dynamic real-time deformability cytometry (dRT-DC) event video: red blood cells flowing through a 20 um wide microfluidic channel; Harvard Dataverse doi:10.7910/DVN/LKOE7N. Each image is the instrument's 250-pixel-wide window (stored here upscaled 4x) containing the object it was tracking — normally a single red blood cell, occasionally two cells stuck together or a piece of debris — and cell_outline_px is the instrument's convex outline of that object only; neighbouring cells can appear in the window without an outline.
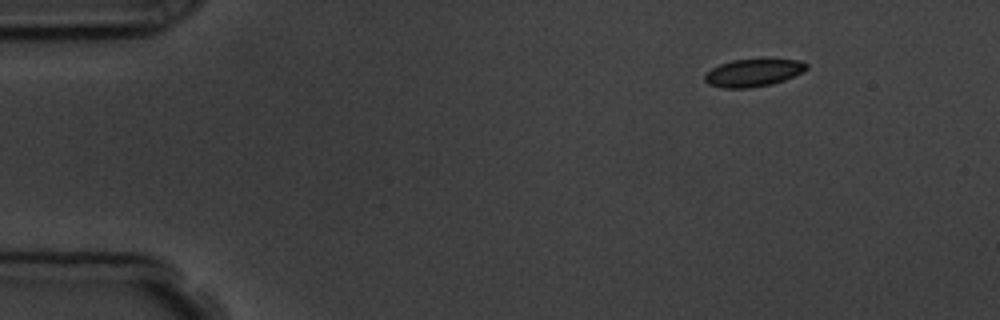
{"species": "common noctule bat (a hibernating species)", "species_latin": "Nyctalus noctula", "temperature_condition": "room temperature", "stored_images_in_passage": 5, "camera_frame_rate_fps": 3000, "um_per_image_px": 0.085, "animal": {"sex": "male", "body_mass_g": 19.5, "forearm_length_mm": 54.6}, "frame": {"image": 1, "passage_image": 1, "time_ms": 0.0, "image_size_px": [1000, 320], "cell_outline_px": [[808, 68], [804, 72], [784, 80], [772, 84], [748, 88], [724, 88], [708, 84], [704, 80], [704, 76], [712, 68], [720, 64], [732, 60], [764, 56], [800, 60], [808, 64]], "centroid_in_image_um": [64.1, 6.13], "position_along_channel_um": 20.9, "area_um2": 17.17}}
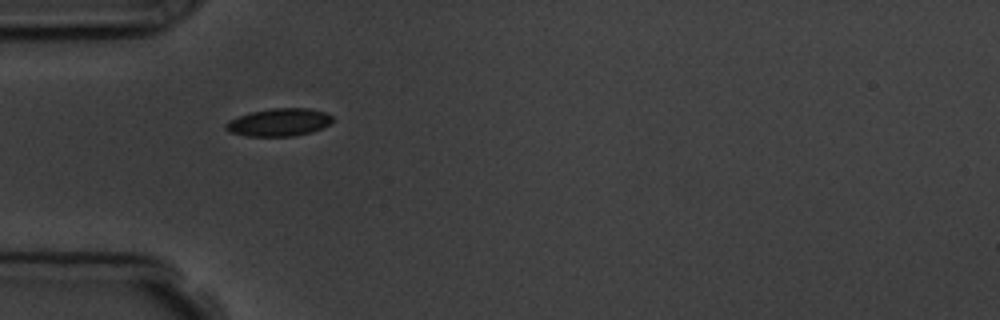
{"frame": {"image": 2, "passage_image": 4, "time_ms": 3.333, "image_size_px": [1000, 320], "cell_outline_px": [[332, 124], [324, 128], [312, 132], [292, 136], [248, 136], [228, 132], [224, 128], [224, 124], [228, 120], [252, 112], [272, 108], [308, 108], [324, 112], [332, 116]], "centroid_in_image_um": [23.72, 10.4], "position_along_channel_um": 61.3, "area_um2": 17.34}}